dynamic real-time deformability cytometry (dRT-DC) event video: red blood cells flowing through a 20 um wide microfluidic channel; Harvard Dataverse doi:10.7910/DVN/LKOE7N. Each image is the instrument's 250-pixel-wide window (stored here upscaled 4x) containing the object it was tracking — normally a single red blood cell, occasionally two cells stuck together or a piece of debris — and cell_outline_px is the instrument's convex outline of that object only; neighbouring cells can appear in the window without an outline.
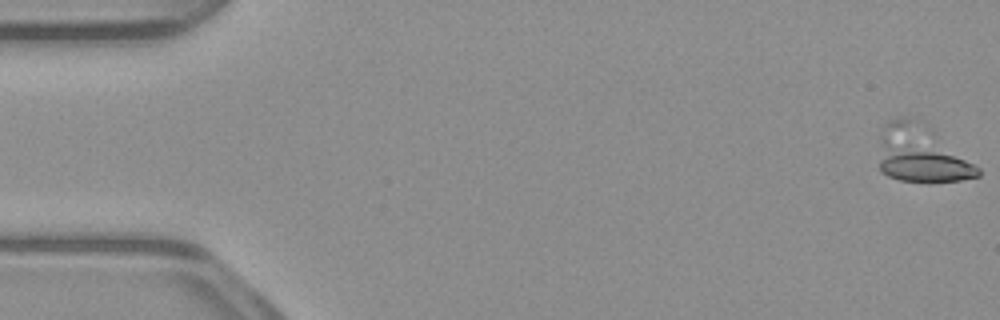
{"species": "common noctule bat (a hibernating species)", "species_latin": "Nyctalus noctula", "temperature_condition": "warm", "stored_images_in_passage": 2, "camera_frame_rate_fps": 3000, "um_per_image_px": 0.085, "animal": {"sex": "male", "body_mass_g": 23.1, "forearm_length_mm": 52.7}, "frame": {"image": 1, "passage_image": 2, "time_ms": 0.333, "image_size_px": [1000, 320], "cell_outline_px": [[980, 176], [960, 180], [928, 184], [900, 180], [888, 176], [880, 172], [880, 140], [884, 140], [908, 144], [952, 156], [964, 160], [980, 168]], "centroid_in_image_um": [78.42, 13.98], "position_along_channel_um": 6.6, "area_um2": 21.1}}